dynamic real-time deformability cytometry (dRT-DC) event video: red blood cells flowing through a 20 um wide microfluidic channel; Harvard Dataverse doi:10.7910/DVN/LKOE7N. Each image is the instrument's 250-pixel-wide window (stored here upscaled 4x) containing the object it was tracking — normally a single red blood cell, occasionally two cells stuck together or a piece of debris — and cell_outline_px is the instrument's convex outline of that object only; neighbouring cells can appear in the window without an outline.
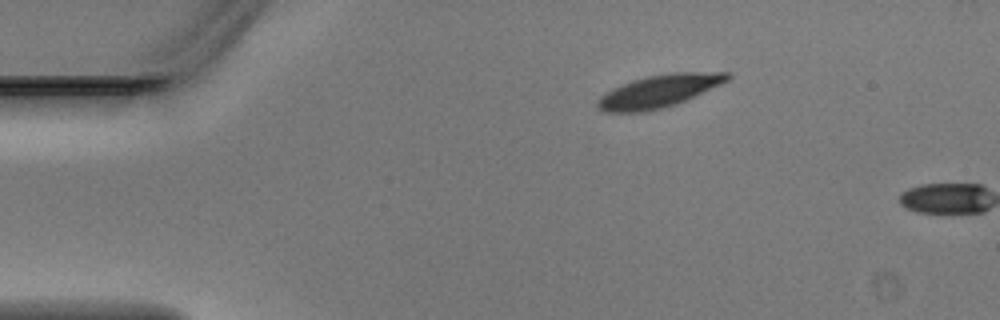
{"species": "Egyptian fruit bat (a non-hibernating species)", "species_latin": "Rousettus aegyptiacus", "temperature_condition": "warm", "stored_images_in_passage": 4, "camera_frame_rate_fps": 3000, "um_per_image_px": 0.085, "animal": {"sex": "male"}, "frame": {"image": 1, "passage_image": 3, "time_ms": 0.667, "image_size_px": [1000, 320], "cell_outline_px": [[732, 76], [728, 80], [720, 84], [676, 104], [644, 112], [604, 112], [596, 108], [596, 100], [604, 92], [612, 88], [632, 80], [648, 76], [672, 72], [728, 72]], "centroid_in_image_um": [55.95, 7.74], "position_along_channel_um": 29.1, "area_um2": 24.57}}